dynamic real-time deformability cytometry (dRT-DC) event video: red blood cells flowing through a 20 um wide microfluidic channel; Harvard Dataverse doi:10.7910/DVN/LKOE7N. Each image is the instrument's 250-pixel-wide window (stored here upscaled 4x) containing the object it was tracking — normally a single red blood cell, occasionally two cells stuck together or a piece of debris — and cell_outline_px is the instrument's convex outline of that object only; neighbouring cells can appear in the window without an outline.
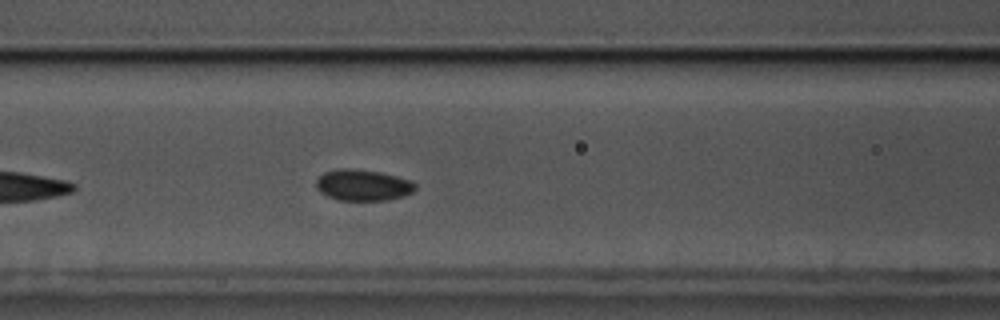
{"species": "common noctule bat (a hibernating species)", "species_latin": "Nyctalus noctula", "temperature_condition": "cold", "stored_images_in_passage": 34, "camera_frame_rate_fps": 3000, "um_per_image_px": 0.085, "animal": {"sex": "male", "body_mass_g": 17.5, "forearm_length_mm": 52.3}, "frame": {"image": 1, "passage_image": 10, "time_ms": 3.0, "image_size_px": [1000, 320], "cell_outline_px": [[416, 188], [412, 192], [404, 196], [388, 200], [336, 200], [320, 192], [316, 188], [316, 180], [324, 172], [340, 168], [352, 168], [380, 172], [412, 180], [416, 184]], "centroid_in_image_um": [30.85, 15.73], "position_along_channel_um": 135.7, "area_um2": 18.15}}
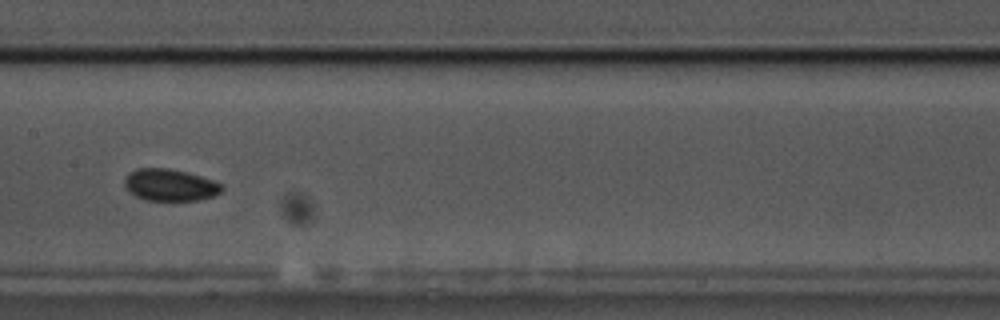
{"frame": {"image": 2, "passage_image": 15, "time_ms": 4.667, "image_size_px": [1000, 320], "cell_outline_px": [[224, 188], [220, 192], [212, 196], [196, 200], [144, 200], [136, 196], [124, 184], [124, 180], [128, 172], [136, 168], [168, 168], [188, 172], [224, 184]], "centroid_in_image_um": [14.45, 15.71], "position_along_channel_um": 192.9, "area_um2": 18.03}, "authors_computed_cell_mechanics": {"area_um2": 17.8602, "velocity_mm_per_s": 3.4551, "shape_relaxation_time_tau1_ms": 4.5065, "shape_relaxation_time_tau2_ms": 4.968, "deformation_change_tau1": 0.0737, "deformation_change_tau2": 0.0512}}